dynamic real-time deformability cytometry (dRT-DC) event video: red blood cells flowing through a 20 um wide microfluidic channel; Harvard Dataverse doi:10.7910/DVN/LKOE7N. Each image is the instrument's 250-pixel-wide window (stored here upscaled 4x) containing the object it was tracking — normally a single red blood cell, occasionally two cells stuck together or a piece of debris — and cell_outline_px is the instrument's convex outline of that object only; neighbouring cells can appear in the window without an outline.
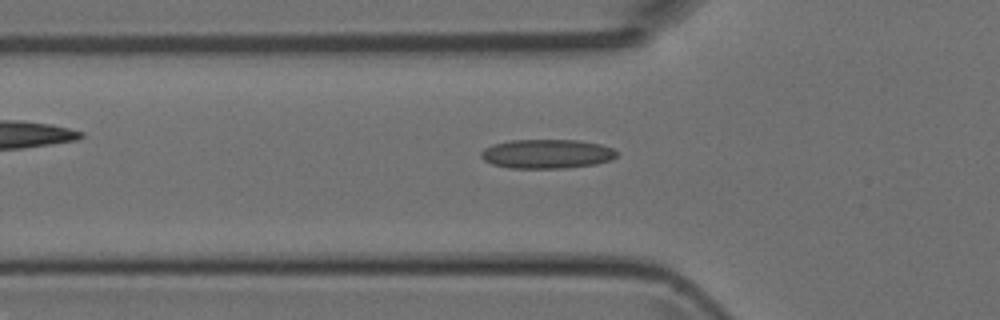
{"species": "Egyptian fruit bat (a non-hibernating species)", "species_latin": "Rousettus aegyptiacus", "temperature_condition": "room temperature", "stored_images_in_passage": 39, "camera_frame_rate_fps": 3000, "um_per_image_px": 0.085, "animal": {"sex": "female"}, "frame": {"image": 1, "passage_image": 13, "time_ms": 4.0, "image_size_px": [1000, 320], "cell_outline_px": [[616, 156], [612, 160], [596, 164], [568, 168], [508, 168], [492, 164], [484, 160], [480, 156], [480, 152], [484, 148], [492, 144], [512, 140], [580, 140], [600, 144], [612, 148], [616, 152]], "centroid_in_image_um": [46.47, 13.08], "position_along_channel_um": 79.3, "area_um2": 23.24}}
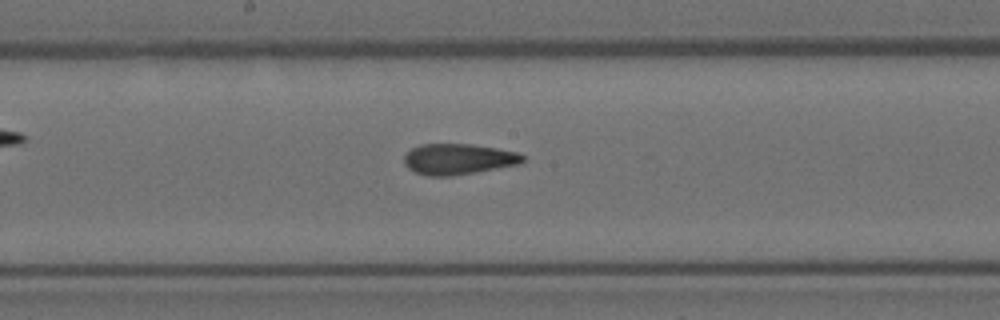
{"frame": {"image": 2, "passage_image": 22, "time_ms": 7.0, "image_size_px": [1000, 320], "cell_outline_px": [[524, 160], [520, 164], [476, 172], [452, 176], [424, 176], [408, 168], [404, 164], [404, 156], [412, 148], [420, 144], [472, 144], [520, 152], [524, 156]], "centroid_in_image_um": [38.96, 13.52], "position_along_channel_um": 209.2, "area_um2": 21.44}}
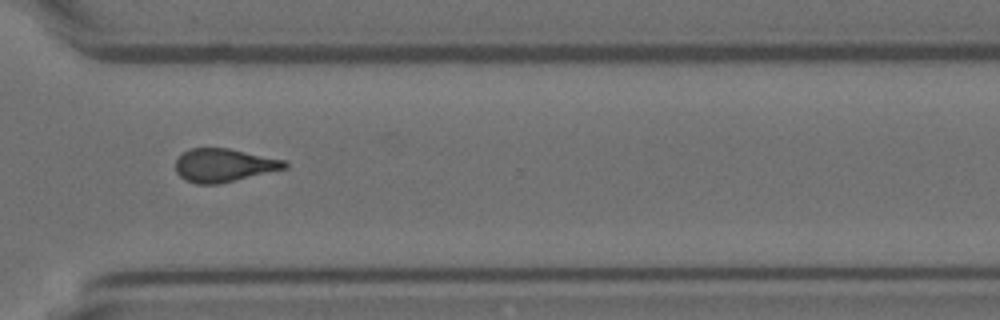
{"frame": {"image": 3, "passage_image": 32, "time_ms": 10.333, "image_size_px": [1000, 320], "cell_outline_px": [[288, 168], [220, 184], [196, 184], [184, 180], [176, 172], [176, 160], [188, 148], [228, 148], [288, 160]], "centroid_in_image_um": [19.06, 14.05], "position_along_channel_um": 351.5, "area_um2": 21.44}}